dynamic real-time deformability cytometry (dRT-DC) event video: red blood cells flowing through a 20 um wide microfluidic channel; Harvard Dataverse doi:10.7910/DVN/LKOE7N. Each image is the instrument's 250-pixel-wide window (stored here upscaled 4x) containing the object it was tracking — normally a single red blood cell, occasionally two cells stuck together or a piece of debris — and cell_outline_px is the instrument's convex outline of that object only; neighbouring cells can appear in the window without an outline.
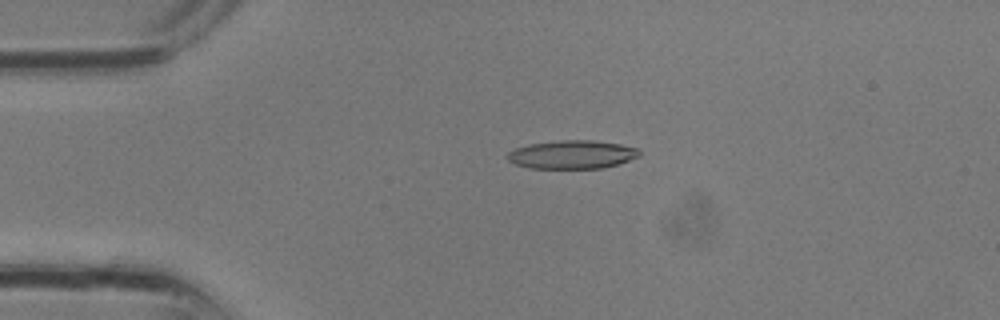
{"species": "common noctule bat (a hibernating species)", "species_latin": "Nyctalus noctula", "temperature_condition": "room temperature", "stored_images_in_passage": 19, "camera_frame_rate_fps": 3000, "um_per_image_px": 0.085, "animal": {"sex": "male", "body_mass_g": 13.3}, "frame": {"image": 1, "passage_image": 7, "time_ms": 2.0, "image_size_px": [1000, 320], "cell_outline_px": [[640, 156], [604, 168], [528, 168], [516, 164], [508, 160], [508, 152], [516, 148], [528, 144], [560, 140], [592, 140], [620, 144], [636, 148], [640, 152]], "centroid_in_image_um": [48.61, 13.13], "position_along_channel_um": 36.4, "area_um2": 21.68}}
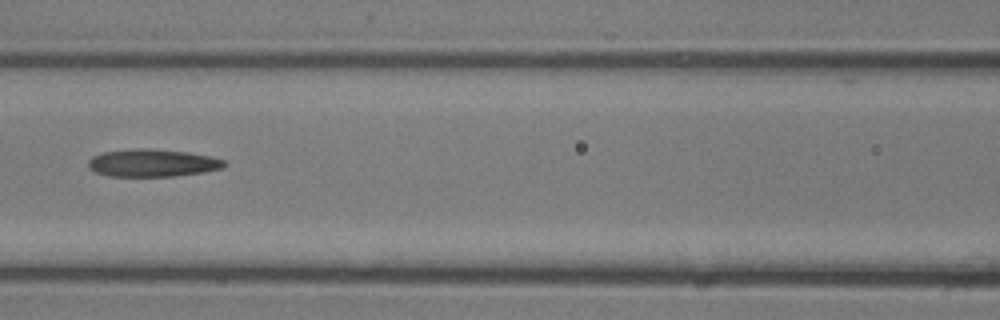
{"frame": {"image": 2, "passage_image": 14, "time_ms": 4.333, "image_size_px": [1000, 320], "cell_outline_px": [[228, 164], [224, 168], [204, 172], [172, 176], [108, 176], [96, 172], [88, 168], [88, 160], [92, 156], [104, 152], [140, 148], [148, 148], [188, 152], [208, 156], [224, 160]], "centroid_in_image_um": [12.96, 13.85], "position_along_channel_um": 153.6, "area_um2": 21.85}}
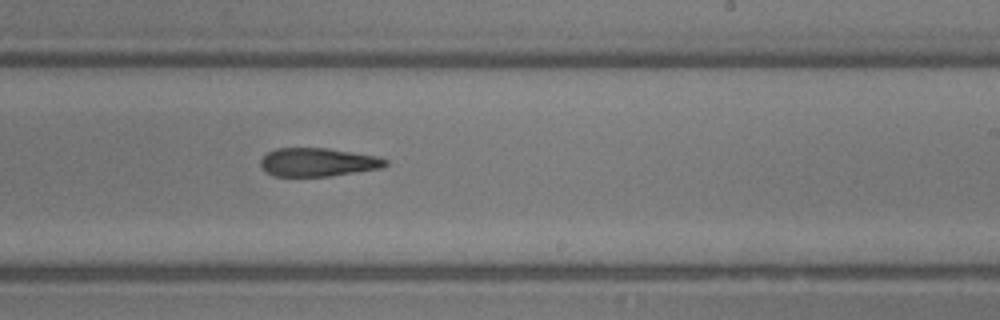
{"frame": {"image": 3, "passage_image": 19, "time_ms": 6.0, "image_size_px": [1000, 320], "cell_outline_px": [[388, 164], [384, 168], [328, 176], [276, 176], [268, 172], [260, 164], [260, 160], [268, 152], [276, 148], [328, 148], [380, 156], [388, 160]], "centroid_in_image_um": [27.09, 13.78], "position_along_channel_um": 261.9, "area_um2": 20.75}}